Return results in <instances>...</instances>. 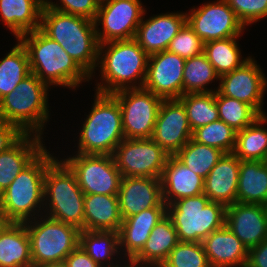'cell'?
<instances>
[{"instance_id": "obj_22", "label": "cell", "mask_w": 267, "mask_h": 267, "mask_svg": "<svg viewBox=\"0 0 267 267\" xmlns=\"http://www.w3.org/2000/svg\"><path fill=\"white\" fill-rule=\"evenodd\" d=\"M166 215L167 205L162 201L154 208L123 219L119 230V247L126 249L124 256H128V260H132L142 250L151 231Z\"/></svg>"}, {"instance_id": "obj_20", "label": "cell", "mask_w": 267, "mask_h": 267, "mask_svg": "<svg viewBox=\"0 0 267 267\" xmlns=\"http://www.w3.org/2000/svg\"><path fill=\"white\" fill-rule=\"evenodd\" d=\"M186 23V13L160 14L145 21L142 18L134 39L148 55L165 51Z\"/></svg>"}, {"instance_id": "obj_16", "label": "cell", "mask_w": 267, "mask_h": 267, "mask_svg": "<svg viewBox=\"0 0 267 267\" xmlns=\"http://www.w3.org/2000/svg\"><path fill=\"white\" fill-rule=\"evenodd\" d=\"M185 61L168 50L149 55L143 87L162 99H179L183 95Z\"/></svg>"}, {"instance_id": "obj_23", "label": "cell", "mask_w": 267, "mask_h": 267, "mask_svg": "<svg viewBox=\"0 0 267 267\" xmlns=\"http://www.w3.org/2000/svg\"><path fill=\"white\" fill-rule=\"evenodd\" d=\"M160 179L166 205L204 193V178L189 170L175 155L168 157Z\"/></svg>"}, {"instance_id": "obj_38", "label": "cell", "mask_w": 267, "mask_h": 267, "mask_svg": "<svg viewBox=\"0 0 267 267\" xmlns=\"http://www.w3.org/2000/svg\"><path fill=\"white\" fill-rule=\"evenodd\" d=\"M219 120L236 132L249 126L260 115L247 103L215 92Z\"/></svg>"}, {"instance_id": "obj_42", "label": "cell", "mask_w": 267, "mask_h": 267, "mask_svg": "<svg viewBox=\"0 0 267 267\" xmlns=\"http://www.w3.org/2000/svg\"><path fill=\"white\" fill-rule=\"evenodd\" d=\"M245 26L267 17V0H225Z\"/></svg>"}, {"instance_id": "obj_28", "label": "cell", "mask_w": 267, "mask_h": 267, "mask_svg": "<svg viewBox=\"0 0 267 267\" xmlns=\"http://www.w3.org/2000/svg\"><path fill=\"white\" fill-rule=\"evenodd\" d=\"M44 0H0V15L6 27L18 39L40 29Z\"/></svg>"}, {"instance_id": "obj_10", "label": "cell", "mask_w": 267, "mask_h": 267, "mask_svg": "<svg viewBox=\"0 0 267 267\" xmlns=\"http://www.w3.org/2000/svg\"><path fill=\"white\" fill-rule=\"evenodd\" d=\"M112 95L120 104L124 137L151 138L163 99L144 87L122 89Z\"/></svg>"}, {"instance_id": "obj_3", "label": "cell", "mask_w": 267, "mask_h": 267, "mask_svg": "<svg viewBox=\"0 0 267 267\" xmlns=\"http://www.w3.org/2000/svg\"><path fill=\"white\" fill-rule=\"evenodd\" d=\"M55 159L44 149L0 194V218L3 222L24 223L37 218L35 213L44 205L47 209V203H43L44 177L47 167ZM36 207H39L38 211Z\"/></svg>"}, {"instance_id": "obj_34", "label": "cell", "mask_w": 267, "mask_h": 267, "mask_svg": "<svg viewBox=\"0 0 267 267\" xmlns=\"http://www.w3.org/2000/svg\"><path fill=\"white\" fill-rule=\"evenodd\" d=\"M237 38L229 37L204 43V54L219 76L241 67L250 58L241 60Z\"/></svg>"}, {"instance_id": "obj_8", "label": "cell", "mask_w": 267, "mask_h": 267, "mask_svg": "<svg viewBox=\"0 0 267 267\" xmlns=\"http://www.w3.org/2000/svg\"><path fill=\"white\" fill-rule=\"evenodd\" d=\"M84 195L75 174L63 160L55 159L47 167L44 203L49 202V209L45 210L48 217L84 230Z\"/></svg>"}, {"instance_id": "obj_30", "label": "cell", "mask_w": 267, "mask_h": 267, "mask_svg": "<svg viewBox=\"0 0 267 267\" xmlns=\"http://www.w3.org/2000/svg\"><path fill=\"white\" fill-rule=\"evenodd\" d=\"M237 202L267 205L266 161H241Z\"/></svg>"}, {"instance_id": "obj_32", "label": "cell", "mask_w": 267, "mask_h": 267, "mask_svg": "<svg viewBox=\"0 0 267 267\" xmlns=\"http://www.w3.org/2000/svg\"><path fill=\"white\" fill-rule=\"evenodd\" d=\"M31 74L29 58L21 42L0 61V100Z\"/></svg>"}, {"instance_id": "obj_9", "label": "cell", "mask_w": 267, "mask_h": 267, "mask_svg": "<svg viewBox=\"0 0 267 267\" xmlns=\"http://www.w3.org/2000/svg\"><path fill=\"white\" fill-rule=\"evenodd\" d=\"M44 217L39 218L41 221L33 219L24 222L30 238L33 267L63 262L79 245L81 230L47 215Z\"/></svg>"}, {"instance_id": "obj_4", "label": "cell", "mask_w": 267, "mask_h": 267, "mask_svg": "<svg viewBox=\"0 0 267 267\" xmlns=\"http://www.w3.org/2000/svg\"><path fill=\"white\" fill-rule=\"evenodd\" d=\"M98 55L101 79L105 82L97 85L96 92L112 94L122 89L143 87L149 55L134 38L99 44ZM137 80H141L138 86L134 85Z\"/></svg>"}, {"instance_id": "obj_13", "label": "cell", "mask_w": 267, "mask_h": 267, "mask_svg": "<svg viewBox=\"0 0 267 267\" xmlns=\"http://www.w3.org/2000/svg\"><path fill=\"white\" fill-rule=\"evenodd\" d=\"M144 12L140 0H108L100 3L94 20L99 44L133 39ZM100 22L102 31L97 27Z\"/></svg>"}, {"instance_id": "obj_40", "label": "cell", "mask_w": 267, "mask_h": 267, "mask_svg": "<svg viewBox=\"0 0 267 267\" xmlns=\"http://www.w3.org/2000/svg\"><path fill=\"white\" fill-rule=\"evenodd\" d=\"M162 267H211L202 243L181 242L171 250Z\"/></svg>"}, {"instance_id": "obj_21", "label": "cell", "mask_w": 267, "mask_h": 267, "mask_svg": "<svg viewBox=\"0 0 267 267\" xmlns=\"http://www.w3.org/2000/svg\"><path fill=\"white\" fill-rule=\"evenodd\" d=\"M240 163L233 152L224 153L216 163L204 179V194L210 201L225 206L237 202Z\"/></svg>"}, {"instance_id": "obj_7", "label": "cell", "mask_w": 267, "mask_h": 267, "mask_svg": "<svg viewBox=\"0 0 267 267\" xmlns=\"http://www.w3.org/2000/svg\"><path fill=\"white\" fill-rule=\"evenodd\" d=\"M226 206L210 201L204 193L181 198L167 205V215L181 242L202 241L225 225Z\"/></svg>"}, {"instance_id": "obj_1", "label": "cell", "mask_w": 267, "mask_h": 267, "mask_svg": "<svg viewBox=\"0 0 267 267\" xmlns=\"http://www.w3.org/2000/svg\"><path fill=\"white\" fill-rule=\"evenodd\" d=\"M40 30L58 42L76 63L92 76L99 61V42L93 20L59 12L43 5Z\"/></svg>"}, {"instance_id": "obj_14", "label": "cell", "mask_w": 267, "mask_h": 267, "mask_svg": "<svg viewBox=\"0 0 267 267\" xmlns=\"http://www.w3.org/2000/svg\"><path fill=\"white\" fill-rule=\"evenodd\" d=\"M189 13L187 23L204 43L239 37L245 28L225 0L203 4Z\"/></svg>"}, {"instance_id": "obj_12", "label": "cell", "mask_w": 267, "mask_h": 267, "mask_svg": "<svg viewBox=\"0 0 267 267\" xmlns=\"http://www.w3.org/2000/svg\"><path fill=\"white\" fill-rule=\"evenodd\" d=\"M113 157L122 177L161 178L169 155L151 138H124Z\"/></svg>"}, {"instance_id": "obj_41", "label": "cell", "mask_w": 267, "mask_h": 267, "mask_svg": "<svg viewBox=\"0 0 267 267\" xmlns=\"http://www.w3.org/2000/svg\"><path fill=\"white\" fill-rule=\"evenodd\" d=\"M167 50L188 59L204 53V42L186 23L171 40Z\"/></svg>"}, {"instance_id": "obj_29", "label": "cell", "mask_w": 267, "mask_h": 267, "mask_svg": "<svg viewBox=\"0 0 267 267\" xmlns=\"http://www.w3.org/2000/svg\"><path fill=\"white\" fill-rule=\"evenodd\" d=\"M179 242L171 218L166 215L151 231L142 250L132 259L140 264L162 265Z\"/></svg>"}, {"instance_id": "obj_44", "label": "cell", "mask_w": 267, "mask_h": 267, "mask_svg": "<svg viewBox=\"0 0 267 267\" xmlns=\"http://www.w3.org/2000/svg\"><path fill=\"white\" fill-rule=\"evenodd\" d=\"M23 135L17 126L0 119V153L12 147Z\"/></svg>"}, {"instance_id": "obj_33", "label": "cell", "mask_w": 267, "mask_h": 267, "mask_svg": "<svg viewBox=\"0 0 267 267\" xmlns=\"http://www.w3.org/2000/svg\"><path fill=\"white\" fill-rule=\"evenodd\" d=\"M79 245L81 248L101 267H120L103 261L113 259L119 248V232L117 231H88L81 230L79 234ZM118 246V247H117Z\"/></svg>"}, {"instance_id": "obj_5", "label": "cell", "mask_w": 267, "mask_h": 267, "mask_svg": "<svg viewBox=\"0 0 267 267\" xmlns=\"http://www.w3.org/2000/svg\"><path fill=\"white\" fill-rule=\"evenodd\" d=\"M48 87L31 73L0 100V119L17 126L24 134L41 136L49 119Z\"/></svg>"}, {"instance_id": "obj_17", "label": "cell", "mask_w": 267, "mask_h": 267, "mask_svg": "<svg viewBox=\"0 0 267 267\" xmlns=\"http://www.w3.org/2000/svg\"><path fill=\"white\" fill-rule=\"evenodd\" d=\"M192 134L183 103L179 99H163L151 139L170 156L185 146Z\"/></svg>"}, {"instance_id": "obj_2", "label": "cell", "mask_w": 267, "mask_h": 267, "mask_svg": "<svg viewBox=\"0 0 267 267\" xmlns=\"http://www.w3.org/2000/svg\"><path fill=\"white\" fill-rule=\"evenodd\" d=\"M18 40L27 51L31 73L49 86L75 89L82 81L91 79L58 42L40 29L27 32Z\"/></svg>"}, {"instance_id": "obj_25", "label": "cell", "mask_w": 267, "mask_h": 267, "mask_svg": "<svg viewBox=\"0 0 267 267\" xmlns=\"http://www.w3.org/2000/svg\"><path fill=\"white\" fill-rule=\"evenodd\" d=\"M40 137L24 134L12 147L0 153V194L46 148Z\"/></svg>"}, {"instance_id": "obj_6", "label": "cell", "mask_w": 267, "mask_h": 267, "mask_svg": "<svg viewBox=\"0 0 267 267\" xmlns=\"http://www.w3.org/2000/svg\"><path fill=\"white\" fill-rule=\"evenodd\" d=\"M79 136L78 153L113 155L125 138L120 104L112 94L96 92Z\"/></svg>"}, {"instance_id": "obj_15", "label": "cell", "mask_w": 267, "mask_h": 267, "mask_svg": "<svg viewBox=\"0 0 267 267\" xmlns=\"http://www.w3.org/2000/svg\"><path fill=\"white\" fill-rule=\"evenodd\" d=\"M218 80L219 94L247 103L259 115L266 114L262 111V102L267 78L252 57L241 67L220 76Z\"/></svg>"}, {"instance_id": "obj_47", "label": "cell", "mask_w": 267, "mask_h": 267, "mask_svg": "<svg viewBox=\"0 0 267 267\" xmlns=\"http://www.w3.org/2000/svg\"><path fill=\"white\" fill-rule=\"evenodd\" d=\"M124 267H162L160 265H149V264H140L136 263L132 260H128L127 265H124Z\"/></svg>"}, {"instance_id": "obj_43", "label": "cell", "mask_w": 267, "mask_h": 267, "mask_svg": "<svg viewBox=\"0 0 267 267\" xmlns=\"http://www.w3.org/2000/svg\"><path fill=\"white\" fill-rule=\"evenodd\" d=\"M61 5L44 0V5L66 14L78 15L95 20L100 3L97 0H60Z\"/></svg>"}, {"instance_id": "obj_11", "label": "cell", "mask_w": 267, "mask_h": 267, "mask_svg": "<svg viewBox=\"0 0 267 267\" xmlns=\"http://www.w3.org/2000/svg\"><path fill=\"white\" fill-rule=\"evenodd\" d=\"M63 162L75 174L85 195H118L122 176L113 155L78 153Z\"/></svg>"}, {"instance_id": "obj_27", "label": "cell", "mask_w": 267, "mask_h": 267, "mask_svg": "<svg viewBox=\"0 0 267 267\" xmlns=\"http://www.w3.org/2000/svg\"><path fill=\"white\" fill-rule=\"evenodd\" d=\"M122 221L118 196L84 195V230L119 232Z\"/></svg>"}, {"instance_id": "obj_36", "label": "cell", "mask_w": 267, "mask_h": 267, "mask_svg": "<svg viewBox=\"0 0 267 267\" xmlns=\"http://www.w3.org/2000/svg\"><path fill=\"white\" fill-rule=\"evenodd\" d=\"M179 100L186 109L192 131L219 120L215 92L186 93Z\"/></svg>"}, {"instance_id": "obj_46", "label": "cell", "mask_w": 267, "mask_h": 267, "mask_svg": "<svg viewBox=\"0 0 267 267\" xmlns=\"http://www.w3.org/2000/svg\"><path fill=\"white\" fill-rule=\"evenodd\" d=\"M246 267H267V238L248 250Z\"/></svg>"}, {"instance_id": "obj_31", "label": "cell", "mask_w": 267, "mask_h": 267, "mask_svg": "<svg viewBox=\"0 0 267 267\" xmlns=\"http://www.w3.org/2000/svg\"><path fill=\"white\" fill-rule=\"evenodd\" d=\"M267 116L260 115L249 126L236 132V145L233 153L241 161L267 160Z\"/></svg>"}, {"instance_id": "obj_35", "label": "cell", "mask_w": 267, "mask_h": 267, "mask_svg": "<svg viewBox=\"0 0 267 267\" xmlns=\"http://www.w3.org/2000/svg\"><path fill=\"white\" fill-rule=\"evenodd\" d=\"M223 155L220 149L197 143L192 138L175 154L189 170L204 179Z\"/></svg>"}, {"instance_id": "obj_37", "label": "cell", "mask_w": 267, "mask_h": 267, "mask_svg": "<svg viewBox=\"0 0 267 267\" xmlns=\"http://www.w3.org/2000/svg\"><path fill=\"white\" fill-rule=\"evenodd\" d=\"M219 77L204 53L188 58L183 70V95L186 93L216 92L217 90L205 89V86Z\"/></svg>"}, {"instance_id": "obj_26", "label": "cell", "mask_w": 267, "mask_h": 267, "mask_svg": "<svg viewBox=\"0 0 267 267\" xmlns=\"http://www.w3.org/2000/svg\"><path fill=\"white\" fill-rule=\"evenodd\" d=\"M0 267H33L25 223L3 222L0 225Z\"/></svg>"}, {"instance_id": "obj_45", "label": "cell", "mask_w": 267, "mask_h": 267, "mask_svg": "<svg viewBox=\"0 0 267 267\" xmlns=\"http://www.w3.org/2000/svg\"><path fill=\"white\" fill-rule=\"evenodd\" d=\"M67 267H101L78 245L64 260Z\"/></svg>"}, {"instance_id": "obj_39", "label": "cell", "mask_w": 267, "mask_h": 267, "mask_svg": "<svg viewBox=\"0 0 267 267\" xmlns=\"http://www.w3.org/2000/svg\"><path fill=\"white\" fill-rule=\"evenodd\" d=\"M192 139L197 143L215 147L224 153H231L236 145V131L217 120L193 131Z\"/></svg>"}, {"instance_id": "obj_48", "label": "cell", "mask_w": 267, "mask_h": 267, "mask_svg": "<svg viewBox=\"0 0 267 267\" xmlns=\"http://www.w3.org/2000/svg\"><path fill=\"white\" fill-rule=\"evenodd\" d=\"M38 267H67L65 262H57V263H50V264H44Z\"/></svg>"}, {"instance_id": "obj_19", "label": "cell", "mask_w": 267, "mask_h": 267, "mask_svg": "<svg viewBox=\"0 0 267 267\" xmlns=\"http://www.w3.org/2000/svg\"><path fill=\"white\" fill-rule=\"evenodd\" d=\"M117 196L122 219L154 208L163 201L161 179L122 177Z\"/></svg>"}, {"instance_id": "obj_49", "label": "cell", "mask_w": 267, "mask_h": 267, "mask_svg": "<svg viewBox=\"0 0 267 267\" xmlns=\"http://www.w3.org/2000/svg\"><path fill=\"white\" fill-rule=\"evenodd\" d=\"M99 3H102V2H105V1H108V0H97Z\"/></svg>"}, {"instance_id": "obj_24", "label": "cell", "mask_w": 267, "mask_h": 267, "mask_svg": "<svg viewBox=\"0 0 267 267\" xmlns=\"http://www.w3.org/2000/svg\"><path fill=\"white\" fill-rule=\"evenodd\" d=\"M211 267H246L248 249L225 225L202 241Z\"/></svg>"}, {"instance_id": "obj_18", "label": "cell", "mask_w": 267, "mask_h": 267, "mask_svg": "<svg viewBox=\"0 0 267 267\" xmlns=\"http://www.w3.org/2000/svg\"><path fill=\"white\" fill-rule=\"evenodd\" d=\"M225 226L249 250L267 238V206L238 202L226 206Z\"/></svg>"}]
</instances>
